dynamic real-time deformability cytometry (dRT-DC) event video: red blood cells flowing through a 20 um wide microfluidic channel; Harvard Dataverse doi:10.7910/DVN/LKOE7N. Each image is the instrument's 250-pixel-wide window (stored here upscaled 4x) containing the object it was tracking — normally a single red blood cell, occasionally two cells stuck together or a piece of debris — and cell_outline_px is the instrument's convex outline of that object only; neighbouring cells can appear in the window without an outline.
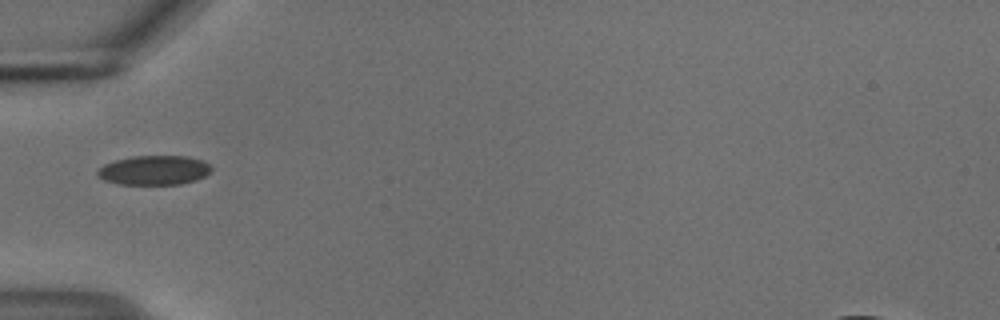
{"species": "common noctule bat (a hibernating species)", "species_latin": "Nyctalus noctula", "temperature_condition": "cold", "stored_images_in_passage": 6, "camera_frame_rate_fps": 3000, "um_per_image_px": 0.085, "animal": {"sex": "male", "body_mass_g": 18.8}, "frame": {"image": 1, "passage_image": 1, "time_ms": 0.0, "image_size_px": [1000, 320], "cell_outline_px": [[212, 168], [204, 176], [196, 180], [180, 184], [120, 184], [104, 180], [96, 176], [96, 172], [104, 164], [116, 160], [132, 156], [188, 156], [204, 160]], "centroid_in_image_um": [13.09, 14.46], "position_along_channel_um": 71.9, "area_um2": 19.48}}